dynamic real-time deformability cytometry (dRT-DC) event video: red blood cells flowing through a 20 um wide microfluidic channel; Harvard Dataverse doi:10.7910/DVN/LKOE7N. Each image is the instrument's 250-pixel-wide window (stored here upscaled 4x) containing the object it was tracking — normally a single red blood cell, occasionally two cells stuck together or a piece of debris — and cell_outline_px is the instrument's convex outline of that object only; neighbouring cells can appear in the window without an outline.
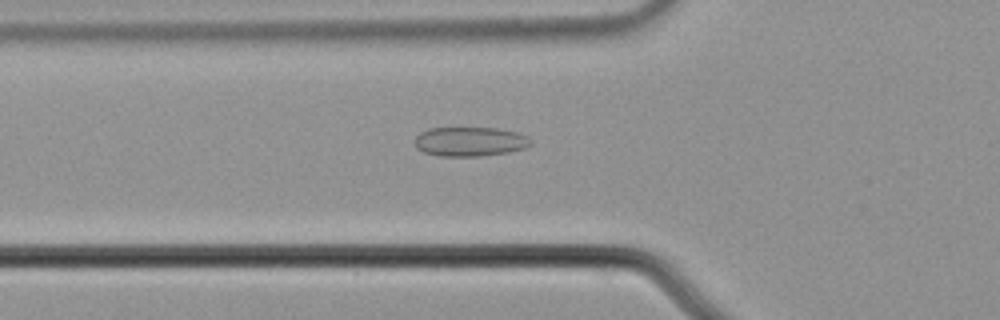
{"species": "common noctule bat (a hibernating species)", "species_latin": "Nyctalus noctula", "temperature_condition": "cold", "stored_images_in_passage": 48, "camera_frame_rate_fps": 3000, "um_per_image_px": 0.085, "animal": {"sex": "male", "body_mass_g": 21.5, "forearm_length_mm": 52.0}, "frame": {"image": 1, "passage_image": 12, "time_ms": 3.667, "image_size_px": [1000, 320], "cell_outline_px": [[532, 144], [524, 148], [508, 152], [480, 156], [440, 156], [424, 152], [416, 148], [416, 136], [420, 132], [428, 128], [496, 128], [516, 132], [528, 136], [532, 140]], "centroid_in_image_um": [39.96, 12.03], "position_along_channel_um": 85.8, "area_um2": 19.83}}
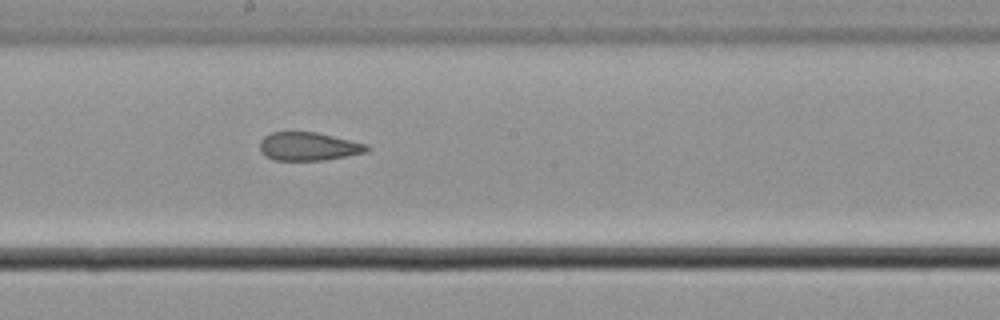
{"frame": {"image": 2, "passage_image": 23, "time_ms": 7.333, "image_size_px": [1000, 320], "cell_outline_px": [[368, 152], [324, 160], [276, 160], [264, 156], [260, 152], [260, 140], [264, 136], [272, 132], [316, 132], [368, 144]], "centroid_in_image_um": [26.2, 12.45], "position_along_channel_um": 222.0, "area_um2": 17.69}}
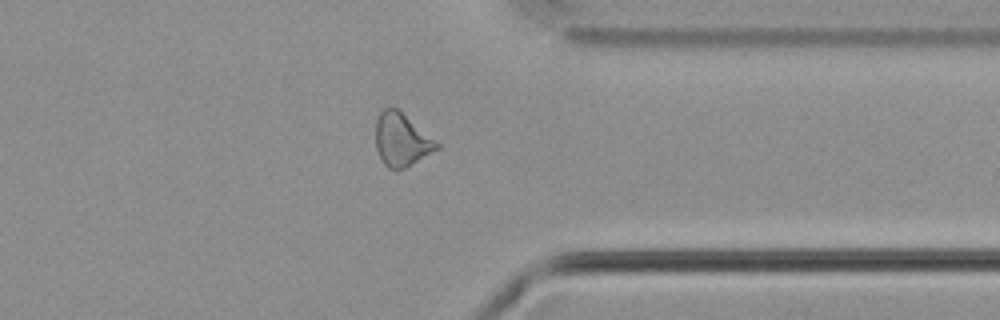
{"frame": {"image": 3, "passage_image": 36, "time_ms": 11.667, "image_size_px": [1000, 320], "cell_outline_px": [[440, 148], [404, 168], [396, 172], [388, 168], [380, 160], [376, 148], [376, 120], [380, 112], [384, 108], [392, 104], [440, 144]], "centroid_in_image_um": [34.1, 11.88], "position_along_channel_um": 377.3, "area_um2": 19.02}, "authors_computed_cell_mechanics": {"area_um2": 19.1607, "velocity_mm_per_s": 3.7061, "shape_relaxation_time_tau1_ms": null, "shape_relaxation_time_tau2_ms": 2.7032, "deformation_change_tau1": null, "deformation_change_tau2": 0.1022}}